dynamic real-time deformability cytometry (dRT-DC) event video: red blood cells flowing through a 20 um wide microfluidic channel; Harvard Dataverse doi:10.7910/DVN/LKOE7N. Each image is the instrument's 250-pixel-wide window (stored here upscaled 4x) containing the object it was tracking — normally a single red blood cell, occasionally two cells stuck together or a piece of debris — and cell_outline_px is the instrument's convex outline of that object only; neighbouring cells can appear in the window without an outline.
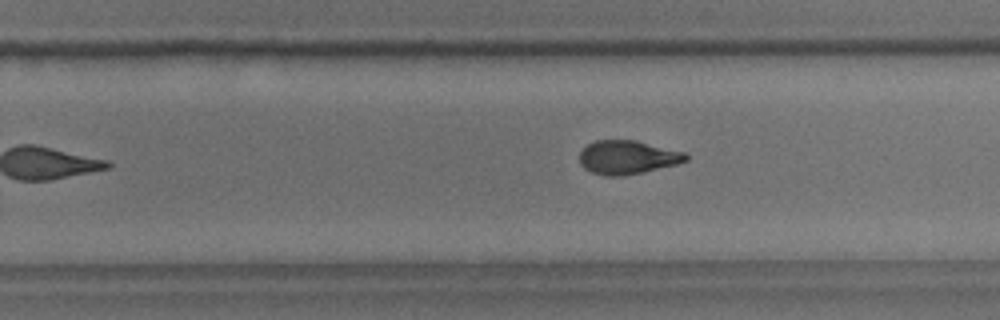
{"species": "common noctule bat (a hibernating species)", "species_latin": "Nyctalus noctula", "temperature_condition": "room temperature", "stored_images_in_passage": 10, "camera_frame_rate_fps": 3000, "um_per_image_px": 0.085, "animal": {"sex": "male", "body_mass_g": 18.8}, "frame": {"image": 1, "passage_image": 10, "time_ms": 10.667, "image_size_px": [1000, 320], "cell_outline_px": [[688, 160], [676, 164], [624, 176], [604, 176], [592, 172], [584, 168], [580, 164], [580, 152], [588, 144], [596, 140], [636, 140], [684, 152], [688, 156]], "centroid_in_image_um": [53.32, 13.37], "position_along_channel_um": 276.5, "area_um2": 20.75}}